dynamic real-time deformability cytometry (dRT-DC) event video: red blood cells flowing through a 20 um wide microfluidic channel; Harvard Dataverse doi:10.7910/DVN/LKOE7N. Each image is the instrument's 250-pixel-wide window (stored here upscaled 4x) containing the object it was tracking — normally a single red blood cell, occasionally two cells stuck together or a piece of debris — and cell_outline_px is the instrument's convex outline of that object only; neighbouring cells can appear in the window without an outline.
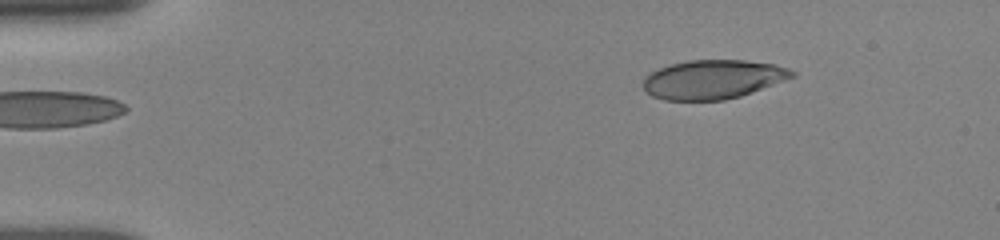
{"species": "human", "species_latin": "Homo sapiens", "temperature_condition": "room temperature", "stored_images_in_passage": 36, "camera_frame_rate_fps": 3000, "um_per_image_px": 0.085, "donor": {"sex": "female"}, "frame": {"image": 1, "passage_image": 1, "time_ms": 0.0, "image_size_px": [1000, 240], "cell_outline_px": [[796, 76], [752, 92], [740, 96], [724, 100], [664, 100], [652, 96], [644, 92], [644, 76], [660, 68], [672, 64], [688, 60], [744, 60], [772, 64], [788, 68], [796, 72]], "centroid_in_image_um": [60.59, 6.75], "position_along_channel_um": 24.4, "area_um2": 33.76}}
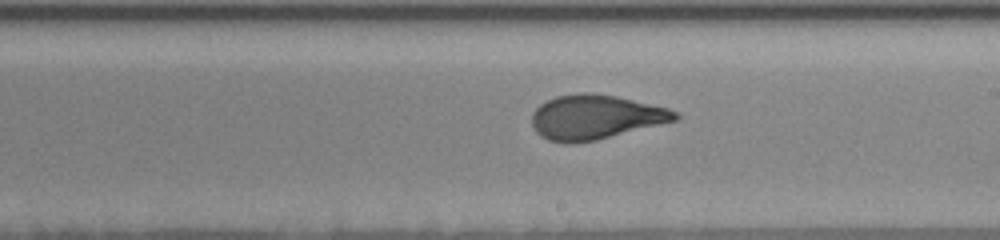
{"frame": {"image": 2, "passage_image": 16, "time_ms": 7.667, "image_size_px": [1000, 240], "cell_outline_px": [[680, 116], [676, 120], [596, 140], [568, 144], [548, 140], [540, 136], [532, 128], [532, 112], [540, 104], [556, 96], [584, 92], [588, 92], [616, 96], [668, 108], [680, 112]], "centroid_in_image_um": [50.58, 9.95], "position_along_channel_um": 238.4, "area_um2": 37.05}}
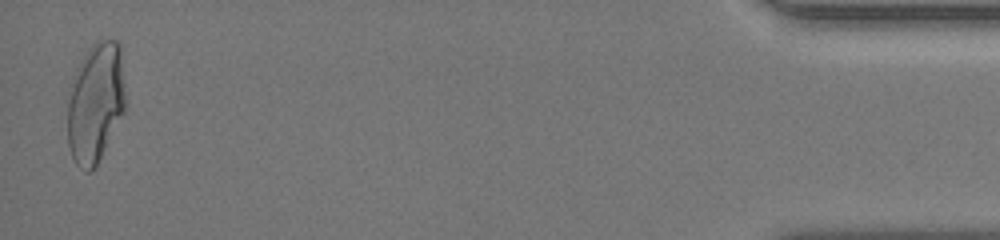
{"frame": {"image": 3, "passage_image": 35, "time_ms": 14.667, "image_size_px": [1000, 240], "cell_outline_px": [[124, 112], [92, 172], [84, 172], [76, 164], [72, 156], [68, 144], [68, 88], [72, 76], [84, 52], [96, 40], [116, 40], [120, 44], [124, 96]], "centroid_in_image_um": [8.07, 8.7], "position_along_channel_um": 427.1, "area_um2": 40.52}, "authors_computed_cell_mechanics": {"area_um2": 36.7319, "velocity_mm_per_s": 3.8534, "shape_relaxation_time_tau1_ms": 6.073, "shape_relaxation_time_tau2_ms": 0.7193, "deformation_change_tau1": 0.232, "deformation_change_tau2": 0.0643}}